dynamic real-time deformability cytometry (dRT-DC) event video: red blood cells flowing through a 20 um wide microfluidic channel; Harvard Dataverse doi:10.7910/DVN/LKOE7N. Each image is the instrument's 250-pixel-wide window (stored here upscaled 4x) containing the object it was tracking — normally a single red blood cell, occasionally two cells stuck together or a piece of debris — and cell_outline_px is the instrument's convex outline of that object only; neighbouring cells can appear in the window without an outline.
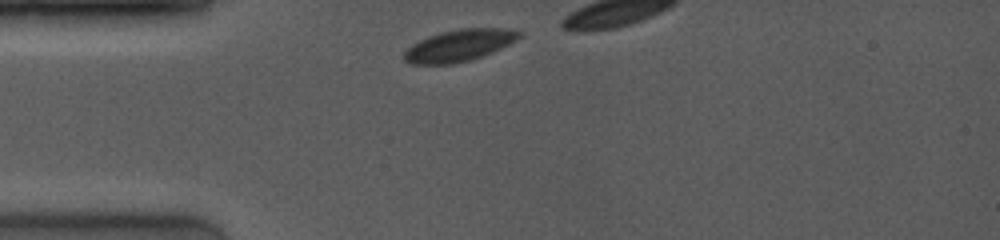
{"species": "common noctule bat (a hibernating species)", "species_latin": "Nyctalus noctula", "temperature_condition": "room temperature", "stored_images_in_passage": 5, "camera_frame_rate_fps": 4000, "um_per_image_px": 0.085, "animal": {"sex": "female", "body_mass_g": 19.0, "forearm_length_mm": 53.3}, "frame": {"image": 1, "passage_image": 1, "time_ms": 0.0, "image_size_px": [1000, 240], "cell_outline_px": [[524, 32], [516, 40], [492, 52], [472, 60], [452, 64], [408, 64], [404, 60], [404, 52], [412, 44], [428, 36], [440, 32], [460, 28], [520, 28]], "centroid_in_image_um": [39.07, 3.85], "position_along_channel_um": 45.9, "area_um2": 21.56}}